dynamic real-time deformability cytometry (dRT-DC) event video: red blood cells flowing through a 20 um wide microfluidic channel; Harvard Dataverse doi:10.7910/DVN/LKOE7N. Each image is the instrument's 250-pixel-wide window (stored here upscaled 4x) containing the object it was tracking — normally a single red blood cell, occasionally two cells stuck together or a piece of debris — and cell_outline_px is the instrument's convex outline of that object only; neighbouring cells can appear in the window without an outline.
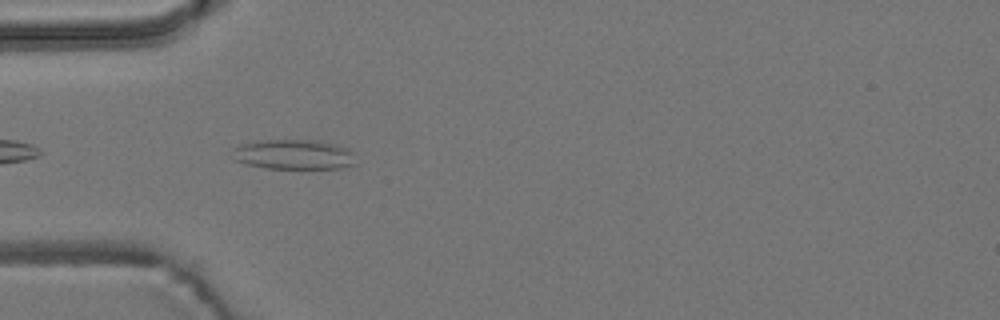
{"species": "common noctule bat (a hibernating species)", "species_latin": "Nyctalus noctula", "temperature_condition": "room temperature", "stored_images_in_passage": 9, "camera_frame_rate_fps": 3000, "um_per_image_px": 0.085, "animal": {"sex": "male", "body_mass_g": 19.2, "forearm_length_mm": 51.8}, "frame": {"image": 1, "passage_image": 3, "time_ms": 0.667, "image_size_px": [1000, 320], "cell_outline_px": [[352, 164], [340, 168], [264, 168], [244, 164], [236, 160], [236, 148], [240, 144], [256, 140], [316, 140], [336, 144], [348, 148], [352, 152]], "centroid_in_image_um": [24.96, 13.12], "position_along_channel_um": 60.0, "area_um2": 21.15}}